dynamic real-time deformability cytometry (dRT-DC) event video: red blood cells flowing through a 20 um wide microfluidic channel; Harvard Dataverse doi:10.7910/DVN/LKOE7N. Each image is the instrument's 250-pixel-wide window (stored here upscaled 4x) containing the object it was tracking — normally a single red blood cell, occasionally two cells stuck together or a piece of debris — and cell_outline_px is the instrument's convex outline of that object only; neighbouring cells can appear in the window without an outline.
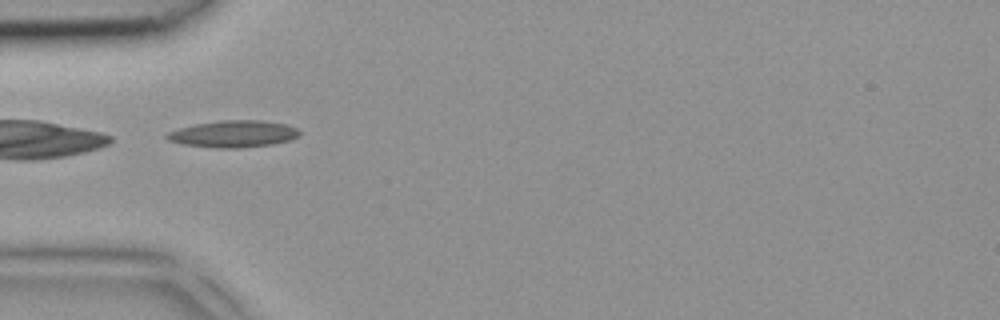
{"species": "common noctule bat (a hibernating species)", "species_latin": "Nyctalus noctula", "temperature_condition": "room temperature", "stored_images_in_passage": 5, "camera_frame_rate_fps": 3000, "um_per_image_px": 0.085, "animal": {"sex": "female", "body_mass_g": 18.4}, "frame": {"image": 1, "passage_image": 5, "time_ms": 1.333, "image_size_px": [1000, 320], "cell_outline_px": [[300, 136], [292, 140], [272, 144], [240, 148], [216, 148], [180, 144], [168, 140], [164, 136], [168, 132], [180, 128], [196, 124], [220, 120], [260, 120], [284, 124], [296, 128], [300, 132]], "centroid_in_image_um": [19.84, 11.39], "position_along_channel_um": 65.2, "area_um2": 20.81}}